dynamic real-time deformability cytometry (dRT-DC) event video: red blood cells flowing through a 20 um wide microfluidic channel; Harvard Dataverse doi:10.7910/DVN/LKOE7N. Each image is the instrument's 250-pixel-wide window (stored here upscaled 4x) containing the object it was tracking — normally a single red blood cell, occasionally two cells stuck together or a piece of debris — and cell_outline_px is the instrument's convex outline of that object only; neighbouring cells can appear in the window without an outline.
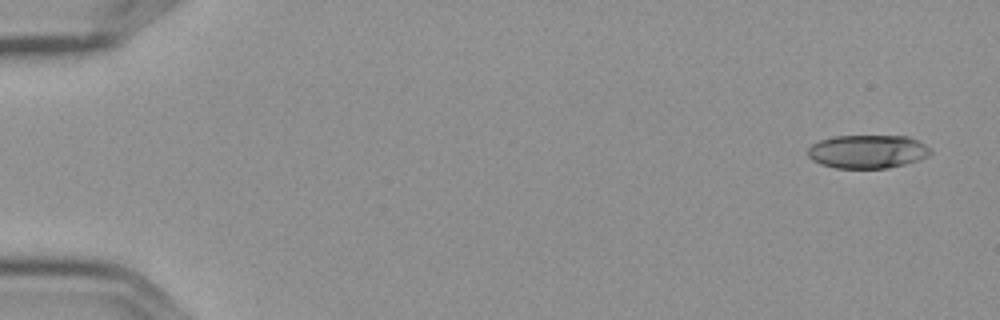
{"species": "Egyptian fruit bat (a non-hibernating species)", "species_latin": "Rousettus aegyptiacus", "temperature_condition": "cold", "stored_images_in_passage": 5, "camera_frame_rate_fps": 3000, "um_per_image_px": 0.085, "frame": {"image": 1, "passage_image": 1, "time_ms": 0.0, "image_size_px": [1000, 320], "cell_outline_px": [[932, 152], [928, 156], [920, 160], [888, 168], [836, 168], [820, 164], [812, 160], [808, 156], [808, 148], [812, 144], [820, 140], [836, 136], [908, 136], [924, 144]], "centroid_in_image_um": [73.73, 12.89], "position_along_channel_um": 11.3, "area_um2": 23.87}}
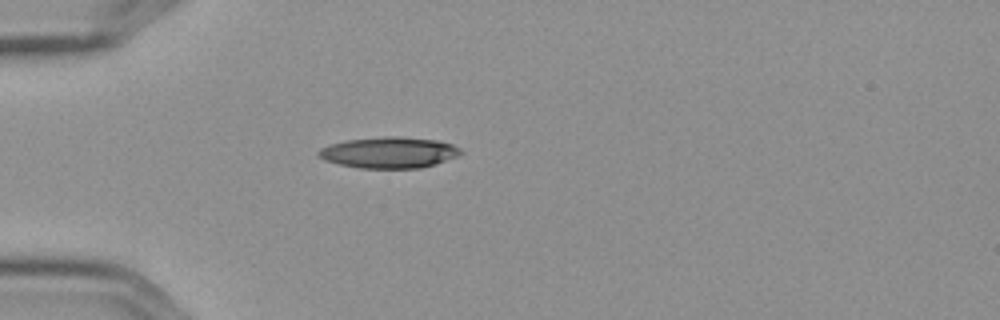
{"frame": {"image": 2, "passage_image": 5, "time_ms": 1.333, "image_size_px": [1000, 320], "cell_outline_px": [[464, 152], [460, 156], [436, 164], [420, 168], [360, 168], [340, 164], [324, 160], [316, 152], [320, 148], [332, 144], [348, 140], [384, 136], [396, 136], [436, 140], [452, 144], [460, 148]], "centroid_in_image_um": [33.12, 12.97], "position_along_channel_um": 51.9, "area_um2": 25.78}}